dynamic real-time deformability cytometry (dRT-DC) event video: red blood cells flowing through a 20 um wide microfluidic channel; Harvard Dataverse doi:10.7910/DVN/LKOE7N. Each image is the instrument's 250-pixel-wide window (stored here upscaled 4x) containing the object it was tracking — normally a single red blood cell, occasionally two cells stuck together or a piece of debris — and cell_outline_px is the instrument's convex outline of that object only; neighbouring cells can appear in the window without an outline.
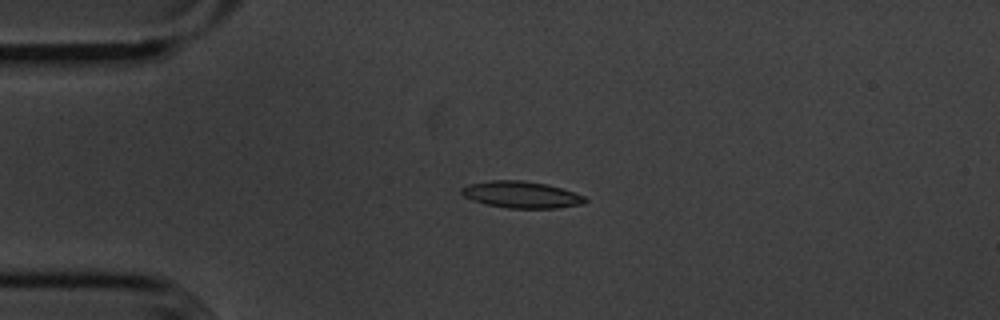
{"species": "common noctule bat (a hibernating species)", "species_latin": "Nyctalus noctula", "temperature_condition": "cold", "stored_images_in_passage": 54, "camera_frame_rate_fps": 3000, "um_per_image_px": 0.085, "animal": {"sex": "male", "body_mass_g": 20.1, "forearm_length_mm": 53.5}, "frame": {"image": 1, "passage_image": 12, "time_ms": 3.667, "image_size_px": [1000, 320], "cell_outline_px": [[588, 200], [584, 204], [556, 208], [508, 208], [484, 204], [472, 200], [464, 196], [460, 192], [460, 188], [468, 184], [492, 180], [520, 180], [548, 184], [584, 196]], "centroid_in_image_um": [44.29, 16.55], "position_along_channel_um": 40.7, "area_um2": 19.25}}
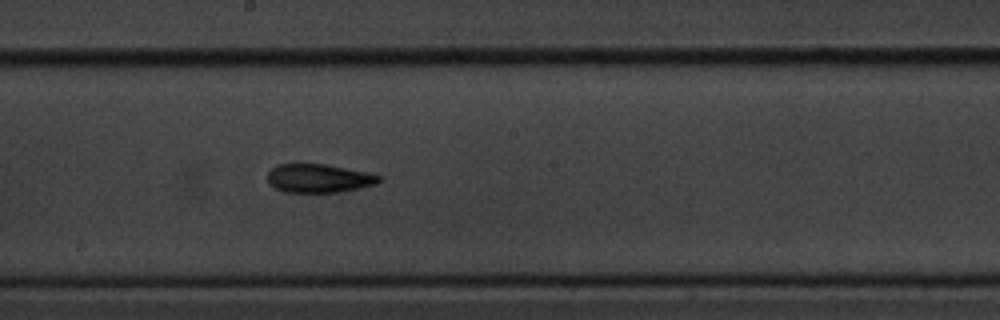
{"frame": {"image": 2, "passage_image": 29, "time_ms": 9.333, "image_size_px": [1000, 320], "cell_outline_px": [[380, 180], [376, 184], [336, 192], [284, 192], [268, 184], [268, 172], [276, 164], [296, 160], [328, 164], [368, 172], [380, 176]], "centroid_in_image_um": [27.0, 15.09], "position_along_channel_um": 221.2, "area_um2": 19.25}}
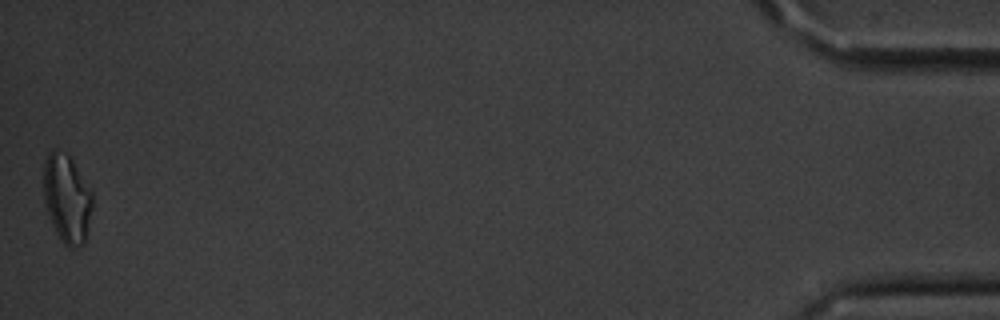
{"frame": {"image": 3, "passage_image": 54, "time_ms": 17.667, "image_size_px": [1000, 320], "cell_outline_px": [[92, 208], [84, 244], [80, 248], [68, 248], [64, 244], [56, 232], [52, 224], [44, 200], [44, 160], [48, 152], [52, 148], [56, 148], [64, 152], [72, 160], [92, 192]], "centroid_in_image_um": [5.68, 16.88], "position_along_channel_um": 429.5, "area_um2": 25.14}, "authors_computed_cell_mechanics": {"area_um2": 18.5827, "velocity_mm_per_s": 3.6146, "shape_relaxation_time_tau1_ms": 4.7876, "shape_relaxation_time_tau2_ms": 6.6674, "deformation_change_tau1": 0.1404, "deformation_change_tau2": 0.158}}